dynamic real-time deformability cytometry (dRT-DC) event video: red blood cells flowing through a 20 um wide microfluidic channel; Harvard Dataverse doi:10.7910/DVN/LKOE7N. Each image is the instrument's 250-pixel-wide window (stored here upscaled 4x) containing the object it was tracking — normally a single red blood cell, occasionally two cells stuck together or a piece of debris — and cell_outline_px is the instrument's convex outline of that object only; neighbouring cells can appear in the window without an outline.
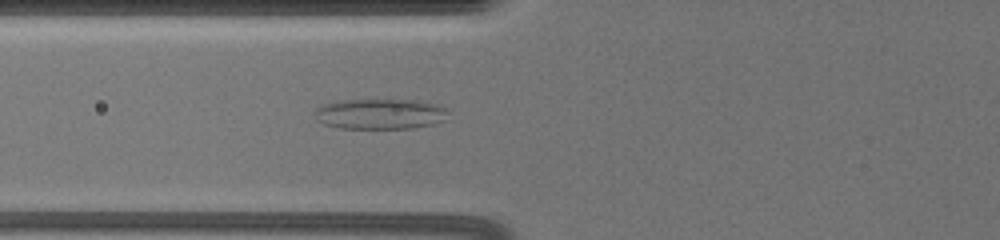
{"species": "common noctule bat (a hibernating species)", "species_latin": "Nyctalus noctula", "temperature_condition": "warm", "stored_images_in_passage": 15, "camera_frame_rate_fps": 3000, "um_per_image_px": 0.085, "animal": {"sex": "female", "body_mass_g": 19.5, "forearm_length_mm": 54.1}, "frame": {"image": 1, "passage_image": 7, "time_ms": 2.333, "image_size_px": [1000, 240], "cell_outline_px": [[444, 120], [436, 124], [412, 128], [340, 128], [324, 124], [316, 120], [316, 108], [324, 104], [336, 100], [416, 100], [436, 104], [444, 108]], "centroid_in_image_um": [32.26, 9.68], "position_along_channel_um": 93.5, "area_um2": 23.47}}
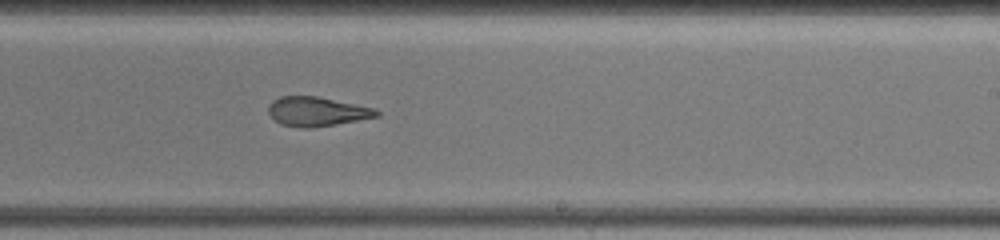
{"frame": {"image": 2, "passage_image": 13, "time_ms": 7.0, "image_size_px": [1000, 240], "cell_outline_px": [[380, 116], [308, 128], [300, 128], [280, 124], [268, 112], [268, 104], [272, 100], [280, 96], [316, 96], [376, 108], [380, 112]], "centroid_in_image_um": [26.92, 9.46], "position_along_channel_um": 262.1, "area_um2": 18.32}}
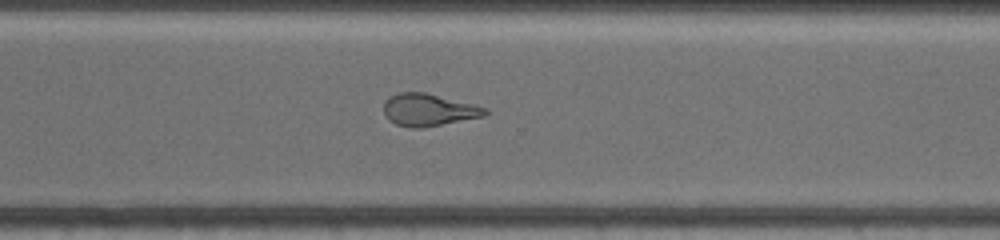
{"frame": {"image": 3, "passage_image": 15, "time_ms": 9.0, "image_size_px": [1000, 240], "cell_outline_px": [[488, 116], [420, 128], [412, 128], [396, 124], [388, 120], [384, 116], [384, 104], [392, 96], [400, 92], [424, 92], [488, 108]], "centroid_in_image_um": [36.46, 9.35], "position_along_channel_um": 334.1, "area_um2": 18.96}}